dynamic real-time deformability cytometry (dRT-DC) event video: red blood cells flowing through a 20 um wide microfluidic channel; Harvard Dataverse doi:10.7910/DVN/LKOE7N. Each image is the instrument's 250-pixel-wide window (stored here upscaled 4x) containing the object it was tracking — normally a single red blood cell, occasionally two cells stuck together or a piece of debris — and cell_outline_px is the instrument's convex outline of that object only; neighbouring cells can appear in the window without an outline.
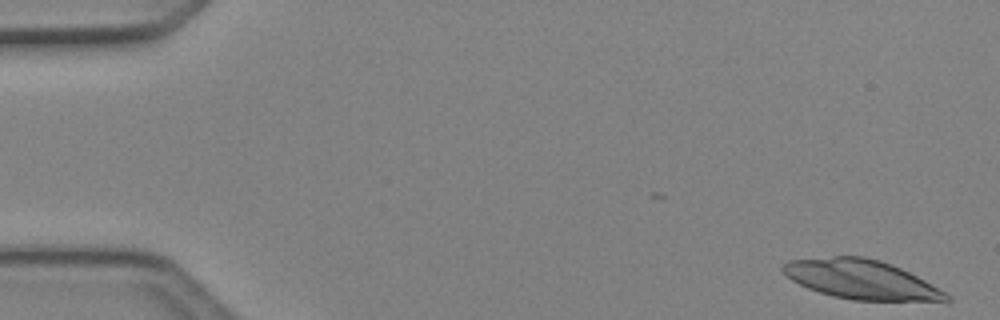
{"species": "Egyptian fruit bat (a non-hibernating species)", "species_latin": "Rousettus aegyptiacus", "temperature_condition": "cold", "stored_images_in_passage": 14, "camera_frame_rate_fps": 3000, "um_per_image_px": 0.085, "animal": {"sex": "female"}, "frame": {"image": 1, "passage_image": 1, "time_ms": 0.0, "image_size_px": [1000, 320], "cell_outline_px": [[952, 300], [948, 304], [852, 300], [832, 296], [808, 288], [792, 280], [780, 268], [788, 260], [832, 256], [864, 256], [880, 260], [892, 264], [924, 280], [944, 292]], "centroid_in_image_um": [73.31, 23.8], "position_along_channel_um": 11.7, "area_um2": 38.15}}